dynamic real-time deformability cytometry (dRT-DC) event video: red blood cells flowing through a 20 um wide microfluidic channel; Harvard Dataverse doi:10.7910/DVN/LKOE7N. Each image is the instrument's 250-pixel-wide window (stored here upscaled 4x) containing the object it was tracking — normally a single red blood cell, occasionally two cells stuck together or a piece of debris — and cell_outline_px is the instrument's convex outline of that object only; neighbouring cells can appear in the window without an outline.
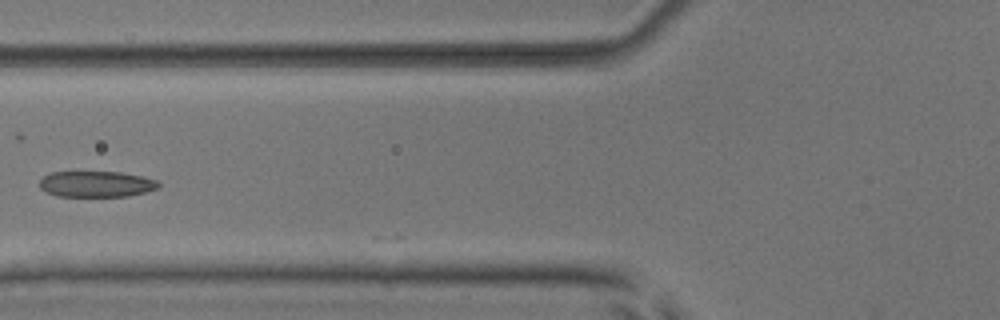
{"species": "common noctule bat (a hibernating species)", "species_latin": "Nyctalus noctula", "temperature_condition": "room temperature", "stored_images_in_passage": 7, "camera_frame_rate_fps": 3000, "um_per_image_px": 0.085, "animal": {"sex": "male", "body_mass_g": 17.9, "forearm_length_mm": 54.2}, "frame": {"image": 1, "passage_image": 7, "time_ms": 2.0, "image_size_px": [1000, 320], "cell_outline_px": [[160, 188], [128, 196], [56, 196], [40, 188], [40, 180], [44, 176], [52, 172], [120, 172], [140, 176], [156, 180], [160, 184]], "centroid_in_image_um": [8.19, 15.65], "position_along_channel_um": 117.6, "area_um2": 17.86}}